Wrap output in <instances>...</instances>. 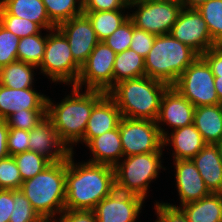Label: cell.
Wrapping results in <instances>:
<instances>
[{
    "label": "cell",
    "mask_w": 222,
    "mask_h": 222,
    "mask_svg": "<svg viewBox=\"0 0 222 222\" xmlns=\"http://www.w3.org/2000/svg\"><path fill=\"white\" fill-rule=\"evenodd\" d=\"M47 110V96L35 88L13 89L0 84V118L21 110Z\"/></svg>",
    "instance_id": "cell-18"
},
{
    "label": "cell",
    "mask_w": 222,
    "mask_h": 222,
    "mask_svg": "<svg viewBox=\"0 0 222 222\" xmlns=\"http://www.w3.org/2000/svg\"><path fill=\"white\" fill-rule=\"evenodd\" d=\"M38 67L22 61H14L0 68V84L13 89L33 88L34 69Z\"/></svg>",
    "instance_id": "cell-27"
},
{
    "label": "cell",
    "mask_w": 222,
    "mask_h": 222,
    "mask_svg": "<svg viewBox=\"0 0 222 222\" xmlns=\"http://www.w3.org/2000/svg\"><path fill=\"white\" fill-rule=\"evenodd\" d=\"M7 150L10 156L29 151V131L9 128Z\"/></svg>",
    "instance_id": "cell-39"
},
{
    "label": "cell",
    "mask_w": 222,
    "mask_h": 222,
    "mask_svg": "<svg viewBox=\"0 0 222 222\" xmlns=\"http://www.w3.org/2000/svg\"><path fill=\"white\" fill-rule=\"evenodd\" d=\"M122 114L115 101L106 94L94 107L87 122L83 139L85 146L95 137L119 126Z\"/></svg>",
    "instance_id": "cell-19"
},
{
    "label": "cell",
    "mask_w": 222,
    "mask_h": 222,
    "mask_svg": "<svg viewBox=\"0 0 222 222\" xmlns=\"http://www.w3.org/2000/svg\"><path fill=\"white\" fill-rule=\"evenodd\" d=\"M71 87V93L59 104L47 97V115L52 119L60 140L74 154L73 146L83 139L93 107L107 93L86 89L83 93L79 88Z\"/></svg>",
    "instance_id": "cell-2"
},
{
    "label": "cell",
    "mask_w": 222,
    "mask_h": 222,
    "mask_svg": "<svg viewBox=\"0 0 222 222\" xmlns=\"http://www.w3.org/2000/svg\"><path fill=\"white\" fill-rule=\"evenodd\" d=\"M217 146V149H218V152H219V156H220V159L222 161V139L217 143L215 144Z\"/></svg>",
    "instance_id": "cell-49"
},
{
    "label": "cell",
    "mask_w": 222,
    "mask_h": 222,
    "mask_svg": "<svg viewBox=\"0 0 222 222\" xmlns=\"http://www.w3.org/2000/svg\"><path fill=\"white\" fill-rule=\"evenodd\" d=\"M143 203L142 197L115 189L93 211L97 222H137Z\"/></svg>",
    "instance_id": "cell-13"
},
{
    "label": "cell",
    "mask_w": 222,
    "mask_h": 222,
    "mask_svg": "<svg viewBox=\"0 0 222 222\" xmlns=\"http://www.w3.org/2000/svg\"><path fill=\"white\" fill-rule=\"evenodd\" d=\"M155 1H171V2H179L180 3V0H155Z\"/></svg>",
    "instance_id": "cell-50"
},
{
    "label": "cell",
    "mask_w": 222,
    "mask_h": 222,
    "mask_svg": "<svg viewBox=\"0 0 222 222\" xmlns=\"http://www.w3.org/2000/svg\"><path fill=\"white\" fill-rule=\"evenodd\" d=\"M129 8L136 9L129 14L136 28L159 36L170 33L183 6L171 1L134 0Z\"/></svg>",
    "instance_id": "cell-9"
},
{
    "label": "cell",
    "mask_w": 222,
    "mask_h": 222,
    "mask_svg": "<svg viewBox=\"0 0 222 222\" xmlns=\"http://www.w3.org/2000/svg\"><path fill=\"white\" fill-rule=\"evenodd\" d=\"M162 142L163 147L172 144L174 160L192 159L206 145L194 124L171 130L170 133L167 132Z\"/></svg>",
    "instance_id": "cell-20"
},
{
    "label": "cell",
    "mask_w": 222,
    "mask_h": 222,
    "mask_svg": "<svg viewBox=\"0 0 222 222\" xmlns=\"http://www.w3.org/2000/svg\"><path fill=\"white\" fill-rule=\"evenodd\" d=\"M42 2L49 19L56 26L83 14V0H42Z\"/></svg>",
    "instance_id": "cell-30"
},
{
    "label": "cell",
    "mask_w": 222,
    "mask_h": 222,
    "mask_svg": "<svg viewBox=\"0 0 222 222\" xmlns=\"http://www.w3.org/2000/svg\"><path fill=\"white\" fill-rule=\"evenodd\" d=\"M13 209V190L0 189V222H9Z\"/></svg>",
    "instance_id": "cell-45"
},
{
    "label": "cell",
    "mask_w": 222,
    "mask_h": 222,
    "mask_svg": "<svg viewBox=\"0 0 222 222\" xmlns=\"http://www.w3.org/2000/svg\"><path fill=\"white\" fill-rule=\"evenodd\" d=\"M195 106L181 95L174 87L169 86L163 93L160 111L156 120L162 138L167 134L163 124L172 130L193 124ZM162 125V126H161Z\"/></svg>",
    "instance_id": "cell-15"
},
{
    "label": "cell",
    "mask_w": 222,
    "mask_h": 222,
    "mask_svg": "<svg viewBox=\"0 0 222 222\" xmlns=\"http://www.w3.org/2000/svg\"><path fill=\"white\" fill-rule=\"evenodd\" d=\"M201 56L211 67L214 76H222V45L207 50Z\"/></svg>",
    "instance_id": "cell-44"
},
{
    "label": "cell",
    "mask_w": 222,
    "mask_h": 222,
    "mask_svg": "<svg viewBox=\"0 0 222 222\" xmlns=\"http://www.w3.org/2000/svg\"><path fill=\"white\" fill-rule=\"evenodd\" d=\"M155 38L156 35L135 27L133 29L132 42L129 48L145 59L152 48Z\"/></svg>",
    "instance_id": "cell-40"
},
{
    "label": "cell",
    "mask_w": 222,
    "mask_h": 222,
    "mask_svg": "<svg viewBox=\"0 0 222 222\" xmlns=\"http://www.w3.org/2000/svg\"><path fill=\"white\" fill-rule=\"evenodd\" d=\"M211 193H222V161L216 145L206 144L191 159Z\"/></svg>",
    "instance_id": "cell-22"
},
{
    "label": "cell",
    "mask_w": 222,
    "mask_h": 222,
    "mask_svg": "<svg viewBox=\"0 0 222 222\" xmlns=\"http://www.w3.org/2000/svg\"><path fill=\"white\" fill-rule=\"evenodd\" d=\"M43 222H56L55 220H44Z\"/></svg>",
    "instance_id": "cell-51"
},
{
    "label": "cell",
    "mask_w": 222,
    "mask_h": 222,
    "mask_svg": "<svg viewBox=\"0 0 222 222\" xmlns=\"http://www.w3.org/2000/svg\"><path fill=\"white\" fill-rule=\"evenodd\" d=\"M156 222H189L187 216L180 207L167 204V202L155 203Z\"/></svg>",
    "instance_id": "cell-41"
},
{
    "label": "cell",
    "mask_w": 222,
    "mask_h": 222,
    "mask_svg": "<svg viewBox=\"0 0 222 222\" xmlns=\"http://www.w3.org/2000/svg\"><path fill=\"white\" fill-rule=\"evenodd\" d=\"M13 157L17 163L23 182L35 177L52 163L43 155L31 151H25Z\"/></svg>",
    "instance_id": "cell-32"
},
{
    "label": "cell",
    "mask_w": 222,
    "mask_h": 222,
    "mask_svg": "<svg viewBox=\"0 0 222 222\" xmlns=\"http://www.w3.org/2000/svg\"><path fill=\"white\" fill-rule=\"evenodd\" d=\"M180 205L198 201L211 194L191 159L173 161Z\"/></svg>",
    "instance_id": "cell-17"
},
{
    "label": "cell",
    "mask_w": 222,
    "mask_h": 222,
    "mask_svg": "<svg viewBox=\"0 0 222 222\" xmlns=\"http://www.w3.org/2000/svg\"><path fill=\"white\" fill-rule=\"evenodd\" d=\"M23 181L13 156L0 159V189L19 190Z\"/></svg>",
    "instance_id": "cell-35"
},
{
    "label": "cell",
    "mask_w": 222,
    "mask_h": 222,
    "mask_svg": "<svg viewBox=\"0 0 222 222\" xmlns=\"http://www.w3.org/2000/svg\"><path fill=\"white\" fill-rule=\"evenodd\" d=\"M42 31L39 34L26 36L19 39L17 48V60L40 66L47 42V34L42 36Z\"/></svg>",
    "instance_id": "cell-29"
},
{
    "label": "cell",
    "mask_w": 222,
    "mask_h": 222,
    "mask_svg": "<svg viewBox=\"0 0 222 222\" xmlns=\"http://www.w3.org/2000/svg\"><path fill=\"white\" fill-rule=\"evenodd\" d=\"M118 127L124 157L157 152L163 146L156 121L122 117Z\"/></svg>",
    "instance_id": "cell-11"
},
{
    "label": "cell",
    "mask_w": 222,
    "mask_h": 222,
    "mask_svg": "<svg viewBox=\"0 0 222 222\" xmlns=\"http://www.w3.org/2000/svg\"><path fill=\"white\" fill-rule=\"evenodd\" d=\"M212 69L202 56L189 65L172 85L195 107L222 104L215 91Z\"/></svg>",
    "instance_id": "cell-8"
},
{
    "label": "cell",
    "mask_w": 222,
    "mask_h": 222,
    "mask_svg": "<svg viewBox=\"0 0 222 222\" xmlns=\"http://www.w3.org/2000/svg\"><path fill=\"white\" fill-rule=\"evenodd\" d=\"M71 152L66 159L65 209L94 210L115 188L114 167L91 162L75 163Z\"/></svg>",
    "instance_id": "cell-1"
},
{
    "label": "cell",
    "mask_w": 222,
    "mask_h": 222,
    "mask_svg": "<svg viewBox=\"0 0 222 222\" xmlns=\"http://www.w3.org/2000/svg\"><path fill=\"white\" fill-rule=\"evenodd\" d=\"M0 24L19 39L39 34L43 30L37 23L11 14H0Z\"/></svg>",
    "instance_id": "cell-34"
},
{
    "label": "cell",
    "mask_w": 222,
    "mask_h": 222,
    "mask_svg": "<svg viewBox=\"0 0 222 222\" xmlns=\"http://www.w3.org/2000/svg\"><path fill=\"white\" fill-rule=\"evenodd\" d=\"M19 38L0 24V68L17 61Z\"/></svg>",
    "instance_id": "cell-38"
},
{
    "label": "cell",
    "mask_w": 222,
    "mask_h": 222,
    "mask_svg": "<svg viewBox=\"0 0 222 222\" xmlns=\"http://www.w3.org/2000/svg\"><path fill=\"white\" fill-rule=\"evenodd\" d=\"M29 151L43 155L51 162H63L71 153L60 140L48 115L29 131Z\"/></svg>",
    "instance_id": "cell-16"
},
{
    "label": "cell",
    "mask_w": 222,
    "mask_h": 222,
    "mask_svg": "<svg viewBox=\"0 0 222 222\" xmlns=\"http://www.w3.org/2000/svg\"><path fill=\"white\" fill-rule=\"evenodd\" d=\"M215 82V91L217 93V96L219 100L222 102V76H215L214 77Z\"/></svg>",
    "instance_id": "cell-48"
},
{
    "label": "cell",
    "mask_w": 222,
    "mask_h": 222,
    "mask_svg": "<svg viewBox=\"0 0 222 222\" xmlns=\"http://www.w3.org/2000/svg\"><path fill=\"white\" fill-rule=\"evenodd\" d=\"M8 133H9V127L7 125L6 119L0 118V159L9 156L7 150Z\"/></svg>",
    "instance_id": "cell-46"
},
{
    "label": "cell",
    "mask_w": 222,
    "mask_h": 222,
    "mask_svg": "<svg viewBox=\"0 0 222 222\" xmlns=\"http://www.w3.org/2000/svg\"><path fill=\"white\" fill-rule=\"evenodd\" d=\"M198 56L189 46L170 34L156 36L151 50L144 59L145 74L172 86Z\"/></svg>",
    "instance_id": "cell-5"
},
{
    "label": "cell",
    "mask_w": 222,
    "mask_h": 222,
    "mask_svg": "<svg viewBox=\"0 0 222 222\" xmlns=\"http://www.w3.org/2000/svg\"><path fill=\"white\" fill-rule=\"evenodd\" d=\"M135 25L129 18L112 35L107 37L103 42L109 46L116 54L127 50L132 42V34Z\"/></svg>",
    "instance_id": "cell-37"
},
{
    "label": "cell",
    "mask_w": 222,
    "mask_h": 222,
    "mask_svg": "<svg viewBox=\"0 0 222 222\" xmlns=\"http://www.w3.org/2000/svg\"><path fill=\"white\" fill-rule=\"evenodd\" d=\"M180 207L189 222H222V193H211L198 201Z\"/></svg>",
    "instance_id": "cell-25"
},
{
    "label": "cell",
    "mask_w": 222,
    "mask_h": 222,
    "mask_svg": "<svg viewBox=\"0 0 222 222\" xmlns=\"http://www.w3.org/2000/svg\"><path fill=\"white\" fill-rule=\"evenodd\" d=\"M197 10L207 23L212 40L218 46L222 45V0H209Z\"/></svg>",
    "instance_id": "cell-31"
},
{
    "label": "cell",
    "mask_w": 222,
    "mask_h": 222,
    "mask_svg": "<svg viewBox=\"0 0 222 222\" xmlns=\"http://www.w3.org/2000/svg\"><path fill=\"white\" fill-rule=\"evenodd\" d=\"M67 39L73 59L82 66L100 42L88 17L83 13L56 27Z\"/></svg>",
    "instance_id": "cell-14"
},
{
    "label": "cell",
    "mask_w": 222,
    "mask_h": 222,
    "mask_svg": "<svg viewBox=\"0 0 222 222\" xmlns=\"http://www.w3.org/2000/svg\"><path fill=\"white\" fill-rule=\"evenodd\" d=\"M114 85L120 81L146 76L144 58L134 50H127L116 55L113 67Z\"/></svg>",
    "instance_id": "cell-28"
},
{
    "label": "cell",
    "mask_w": 222,
    "mask_h": 222,
    "mask_svg": "<svg viewBox=\"0 0 222 222\" xmlns=\"http://www.w3.org/2000/svg\"><path fill=\"white\" fill-rule=\"evenodd\" d=\"M48 32L45 52L38 68L52 82L74 86L81 66L73 59L66 37L57 28Z\"/></svg>",
    "instance_id": "cell-7"
},
{
    "label": "cell",
    "mask_w": 222,
    "mask_h": 222,
    "mask_svg": "<svg viewBox=\"0 0 222 222\" xmlns=\"http://www.w3.org/2000/svg\"><path fill=\"white\" fill-rule=\"evenodd\" d=\"M83 13L90 20L99 41H103L112 35L117 28L129 19V13L124 14L125 9L113 11H83Z\"/></svg>",
    "instance_id": "cell-26"
},
{
    "label": "cell",
    "mask_w": 222,
    "mask_h": 222,
    "mask_svg": "<svg viewBox=\"0 0 222 222\" xmlns=\"http://www.w3.org/2000/svg\"><path fill=\"white\" fill-rule=\"evenodd\" d=\"M116 55L109 46L100 41L81 66L80 75L74 87L82 91L85 85L86 90L108 93L114 87L113 67Z\"/></svg>",
    "instance_id": "cell-10"
},
{
    "label": "cell",
    "mask_w": 222,
    "mask_h": 222,
    "mask_svg": "<svg viewBox=\"0 0 222 222\" xmlns=\"http://www.w3.org/2000/svg\"><path fill=\"white\" fill-rule=\"evenodd\" d=\"M14 209L9 222H43L44 220L31 206L30 201L20 190H13Z\"/></svg>",
    "instance_id": "cell-33"
},
{
    "label": "cell",
    "mask_w": 222,
    "mask_h": 222,
    "mask_svg": "<svg viewBox=\"0 0 222 222\" xmlns=\"http://www.w3.org/2000/svg\"><path fill=\"white\" fill-rule=\"evenodd\" d=\"M43 220H55L65 209L66 160L52 162L35 177L22 183L19 189Z\"/></svg>",
    "instance_id": "cell-4"
},
{
    "label": "cell",
    "mask_w": 222,
    "mask_h": 222,
    "mask_svg": "<svg viewBox=\"0 0 222 222\" xmlns=\"http://www.w3.org/2000/svg\"><path fill=\"white\" fill-rule=\"evenodd\" d=\"M87 146L93 155L91 163L115 167L124 157L119 127L93 138Z\"/></svg>",
    "instance_id": "cell-21"
},
{
    "label": "cell",
    "mask_w": 222,
    "mask_h": 222,
    "mask_svg": "<svg viewBox=\"0 0 222 222\" xmlns=\"http://www.w3.org/2000/svg\"><path fill=\"white\" fill-rule=\"evenodd\" d=\"M47 115V110L23 109L6 118L9 128L31 131Z\"/></svg>",
    "instance_id": "cell-36"
},
{
    "label": "cell",
    "mask_w": 222,
    "mask_h": 222,
    "mask_svg": "<svg viewBox=\"0 0 222 222\" xmlns=\"http://www.w3.org/2000/svg\"><path fill=\"white\" fill-rule=\"evenodd\" d=\"M168 84L147 76L118 82L107 93L122 117L156 121L160 103Z\"/></svg>",
    "instance_id": "cell-3"
},
{
    "label": "cell",
    "mask_w": 222,
    "mask_h": 222,
    "mask_svg": "<svg viewBox=\"0 0 222 222\" xmlns=\"http://www.w3.org/2000/svg\"><path fill=\"white\" fill-rule=\"evenodd\" d=\"M209 0H180L183 8L197 9Z\"/></svg>",
    "instance_id": "cell-47"
},
{
    "label": "cell",
    "mask_w": 222,
    "mask_h": 222,
    "mask_svg": "<svg viewBox=\"0 0 222 222\" xmlns=\"http://www.w3.org/2000/svg\"><path fill=\"white\" fill-rule=\"evenodd\" d=\"M129 9L127 0H83V11H113Z\"/></svg>",
    "instance_id": "cell-42"
},
{
    "label": "cell",
    "mask_w": 222,
    "mask_h": 222,
    "mask_svg": "<svg viewBox=\"0 0 222 222\" xmlns=\"http://www.w3.org/2000/svg\"><path fill=\"white\" fill-rule=\"evenodd\" d=\"M0 14H11L30 20L47 32L57 27L49 19L42 0H0Z\"/></svg>",
    "instance_id": "cell-23"
},
{
    "label": "cell",
    "mask_w": 222,
    "mask_h": 222,
    "mask_svg": "<svg viewBox=\"0 0 222 222\" xmlns=\"http://www.w3.org/2000/svg\"><path fill=\"white\" fill-rule=\"evenodd\" d=\"M193 124L206 144L222 139V104L195 107Z\"/></svg>",
    "instance_id": "cell-24"
},
{
    "label": "cell",
    "mask_w": 222,
    "mask_h": 222,
    "mask_svg": "<svg viewBox=\"0 0 222 222\" xmlns=\"http://www.w3.org/2000/svg\"><path fill=\"white\" fill-rule=\"evenodd\" d=\"M163 146L157 151L123 157L114 167L116 190L147 197L150 183L158 177L162 167Z\"/></svg>",
    "instance_id": "cell-6"
},
{
    "label": "cell",
    "mask_w": 222,
    "mask_h": 222,
    "mask_svg": "<svg viewBox=\"0 0 222 222\" xmlns=\"http://www.w3.org/2000/svg\"><path fill=\"white\" fill-rule=\"evenodd\" d=\"M59 216L60 218H57L58 220L55 217L56 222H97L93 210L64 209Z\"/></svg>",
    "instance_id": "cell-43"
},
{
    "label": "cell",
    "mask_w": 222,
    "mask_h": 222,
    "mask_svg": "<svg viewBox=\"0 0 222 222\" xmlns=\"http://www.w3.org/2000/svg\"><path fill=\"white\" fill-rule=\"evenodd\" d=\"M169 34L199 56L218 46L212 40L207 23L197 9L183 8Z\"/></svg>",
    "instance_id": "cell-12"
}]
</instances>
